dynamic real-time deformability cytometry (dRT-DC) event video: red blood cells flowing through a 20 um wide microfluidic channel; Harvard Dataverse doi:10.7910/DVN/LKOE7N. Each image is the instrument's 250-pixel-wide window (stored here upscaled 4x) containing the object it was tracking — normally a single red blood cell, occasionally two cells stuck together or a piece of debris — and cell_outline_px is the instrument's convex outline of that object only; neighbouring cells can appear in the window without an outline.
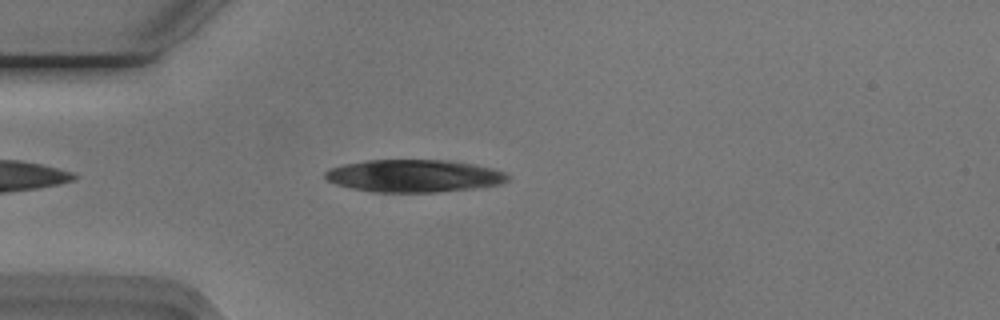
{"species": "Egyptian fruit bat (a non-hibernating species)", "species_latin": "Rousettus aegyptiacus", "temperature_condition": "cold", "stored_images_in_passage": 42, "camera_frame_rate_fps": 3000, "um_per_image_px": 0.085, "animal": {"sex": "male"}, "frame": {"image": 1, "passage_image": 3, "time_ms": 0.667, "image_size_px": [1000, 320], "cell_outline_px": [[512, 176], [508, 180], [500, 184], [476, 188], [436, 192], [372, 192], [352, 188], [336, 184], [328, 180], [324, 176], [324, 172], [328, 168], [344, 164], [368, 160], [452, 160], [476, 164], [496, 168]], "centroid_in_image_um": [35.23, 14.94], "position_along_channel_um": 49.8, "area_um2": 34.97}}